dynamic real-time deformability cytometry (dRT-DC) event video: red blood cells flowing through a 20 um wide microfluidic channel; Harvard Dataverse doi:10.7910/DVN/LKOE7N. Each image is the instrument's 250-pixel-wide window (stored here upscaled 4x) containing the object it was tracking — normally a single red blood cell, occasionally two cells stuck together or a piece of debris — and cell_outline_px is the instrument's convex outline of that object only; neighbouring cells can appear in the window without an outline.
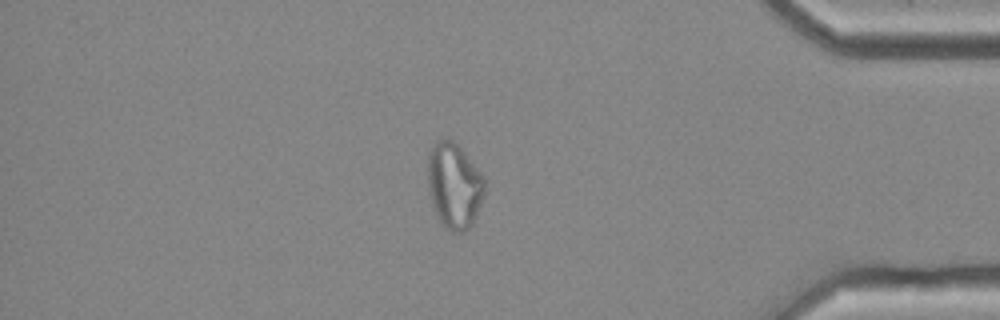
{"species": "common noctule bat (a hibernating species)", "species_latin": "Nyctalus noctula", "temperature_condition": "cold", "stored_images_in_passage": 55, "camera_frame_rate_fps": 3000, "um_per_image_px": 0.085, "animal": {"sex": "female", "body_mass_g": 25.1}, "frame": {"image": 1, "passage_image": 47, "time_ms": 15.333, "image_size_px": [1000, 320], "cell_outline_px": [[484, 192], [476, 216], [472, 224], [464, 232], [452, 232], [444, 228], [440, 224], [436, 216], [428, 188], [428, 152], [436, 140], [440, 136], [452, 140], [464, 152], [484, 176]], "centroid_in_image_um": [38.58, 15.77], "position_along_channel_um": 396.6, "area_um2": 28.55}, "authors_computed_cell_mechanics": {"area_um2": 28.3798, "velocity_mm_per_s": 3.6585, "shape_relaxation_time_tau1_ms": null, "shape_relaxation_time_tau2_ms": 2.8043, "deformation_change_tau1": null, "deformation_change_tau2": 0.1031}}